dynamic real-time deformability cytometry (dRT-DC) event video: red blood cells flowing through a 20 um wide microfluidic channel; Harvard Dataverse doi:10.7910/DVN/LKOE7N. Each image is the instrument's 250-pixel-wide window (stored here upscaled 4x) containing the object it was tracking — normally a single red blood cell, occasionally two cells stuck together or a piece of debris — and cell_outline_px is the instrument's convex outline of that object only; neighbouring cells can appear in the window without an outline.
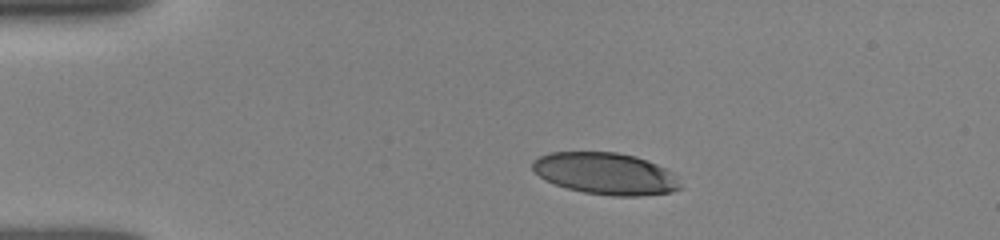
{"species": "human", "species_latin": "Homo sapiens", "temperature_condition": "room temperature", "stored_images_in_passage": 15, "camera_frame_rate_fps": 3000, "um_per_image_px": 0.085, "donor": {"sex": "female"}, "frame": {"image": 1, "passage_image": 4, "time_ms": 1.0, "image_size_px": [1000, 240], "cell_outline_px": [[680, 188], [672, 192], [640, 196], [612, 196], [584, 192], [568, 188], [556, 184], [540, 176], [532, 168], [532, 160], [540, 156], [552, 152], [616, 152], [636, 156], [656, 164], [672, 172], [680, 184]], "centroid_in_image_um": [51.48, 14.75], "position_along_channel_um": 33.5, "area_um2": 35.72}}
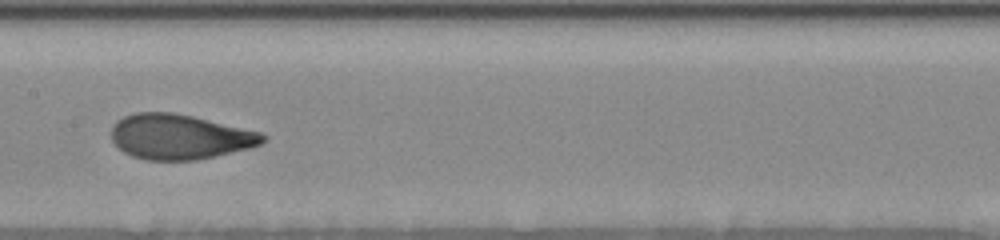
{"frame": {"image": 2, "passage_image": 12, "time_ms": 3.667, "image_size_px": [1000, 240], "cell_outline_px": [[268, 140], [252, 148], [216, 156], [196, 160], [144, 160], [132, 156], [124, 152], [112, 140], [112, 128], [116, 120], [124, 116], [136, 112], [172, 112], [192, 116], [264, 132], [268, 136]], "centroid_in_image_um": [15.33, 11.63], "position_along_channel_um": 192.1, "area_um2": 40.11}}
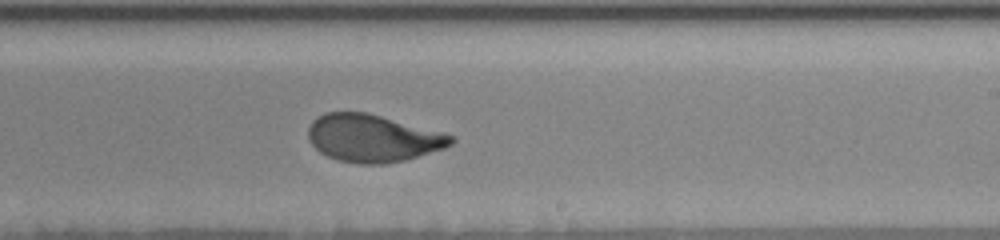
{"frame": {"image": 3, "passage_image": 15, "time_ms": 4.667, "image_size_px": [1000, 240], "cell_outline_px": [[456, 140], [452, 144], [444, 148], [404, 160], [384, 164], [356, 164], [336, 160], [320, 152], [308, 140], [308, 128], [312, 120], [324, 112], [368, 112], [444, 132], [456, 136]], "centroid_in_image_um": [31.69, 11.74], "position_along_channel_um": 257.3, "area_um2": 39.88}}